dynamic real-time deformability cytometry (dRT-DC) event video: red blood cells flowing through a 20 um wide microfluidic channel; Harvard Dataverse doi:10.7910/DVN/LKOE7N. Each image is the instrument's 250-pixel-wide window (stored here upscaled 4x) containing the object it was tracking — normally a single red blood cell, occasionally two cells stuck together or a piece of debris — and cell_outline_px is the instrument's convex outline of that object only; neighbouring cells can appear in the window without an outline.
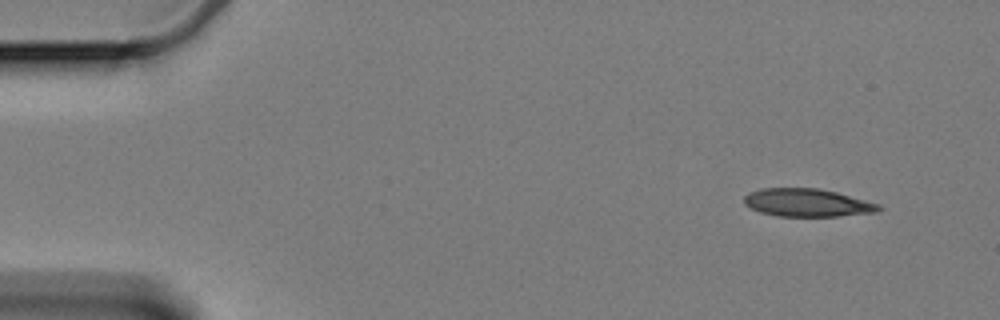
{"species": "Egyptian fruit bat (a non-hibernating species)", "species_latin": "Rousettus aegyptiacus", "temperature_condition": "cold", "stored_images_in_passage": 55, "camera_frame_rate_fps": 3000, "um_per_image_px": 0.085, "animal": {"sex": "female"}, "frame": {"image": 1, "passage_image": 1, "time_ms": 0.0, "image_size_px": [1000, 320], "cell_outline_px": [[884, 208], [876, 212], [840, 216], [776, 216], [760, 212], [744, 204], [744, 196], [748, 192], [760, 188], [816, 188], [836, 192], [880, 204]], "centroid_in_image_um": [68.61, 17.23], "position_along_channel_um": 16.4, "area_um2": 21.96}}
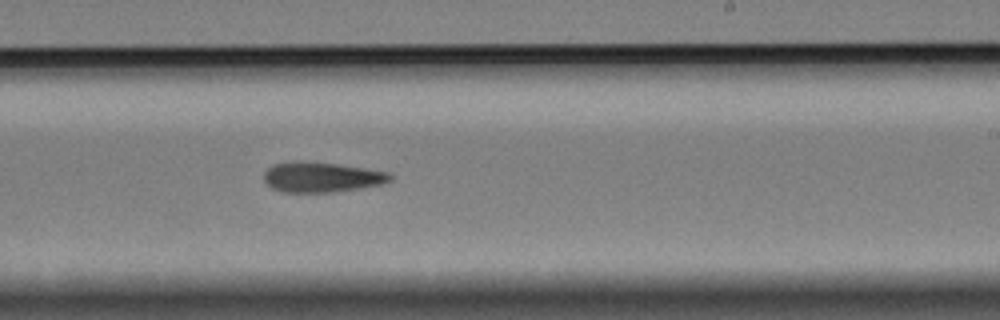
{"frame": {"image": 2, "passage_image": 32, "time_ms": 10.333, "image_size_px": [1000, 320], "cell_outline_px": [[392, 180], [380, 184], [360, 188], [332, 192], [280, 192], [272, 188], [264, 180], [264, 172], [272, 164], [336, 164], [392, 172]], "centroid_in_image_um": [27.39, 15.1], "position_along_channel_um": 261.6, "area_um2": 21.33}}
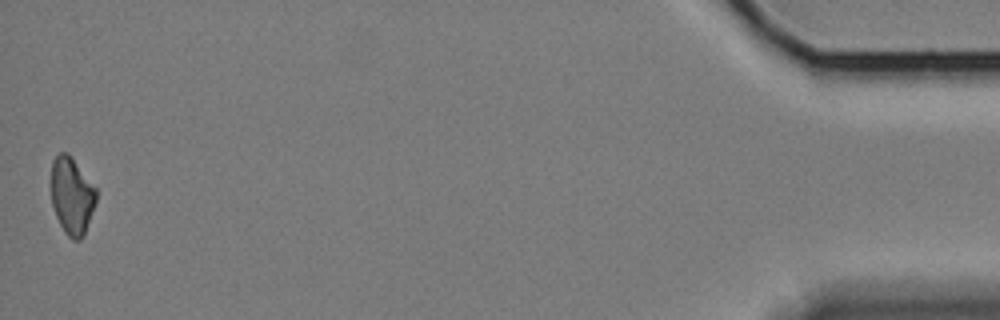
{"frame": {"image": 3, "passage_image": 55, "time_ms": 18.0, "image_size_px": [1000, 320], "cell_outline_px": [[96, 200], [84, 236], [80, 240], [72, 240], [64, 232], [56, 216], [52, 204], [52, 160], [60, 152], [68, 152], [72, 156], [96, 188]], "centroid_in_image_um": [6.11, 16.64], "position_along_channel_um": 429.1, "area_um2": 20.23}}